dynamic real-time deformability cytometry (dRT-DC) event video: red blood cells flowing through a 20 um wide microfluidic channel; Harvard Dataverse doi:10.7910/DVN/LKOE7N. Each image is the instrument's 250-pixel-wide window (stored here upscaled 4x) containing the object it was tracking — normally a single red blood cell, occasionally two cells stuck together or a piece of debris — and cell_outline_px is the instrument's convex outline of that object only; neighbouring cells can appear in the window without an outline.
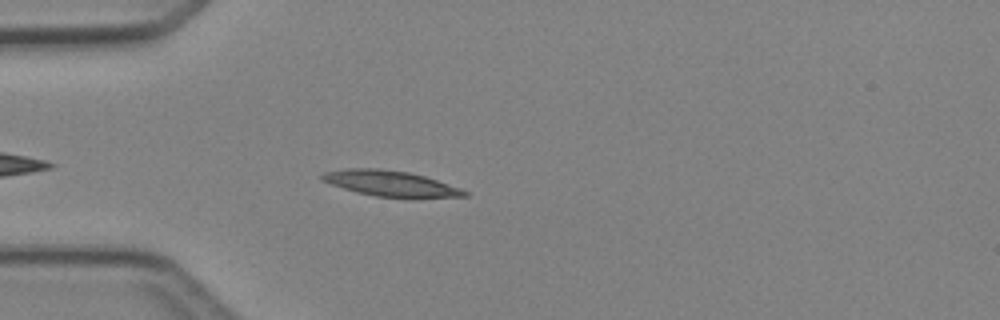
{"species": "Egyptian fruit bat (a non-hibernating species)", "species_latin": "Rousettus aegyptiacus", "temperature_condition": "cold", "stored_images_in_passage": 38, "camera_frame_rate_fps": 3000, "um_per_image_px": 0.085, "animal": {"sex": "female"}, "frame": {"image": 1, "passage_image": 4, "time_ms": 1.0, "image_size_px": [1000, 320], "cell_outline_px": [[468, 196], [376, 196], [356, 192], [320, 180], [320, 176], [324, 172], [348, 168], [380, 168], [408, 172], [424, 176], [460, 188], [468, 192]], "centroid_in_image_um": [33.1, 15.56], "position_along_channel_um": 51.9, "area_um2": 20.52}}
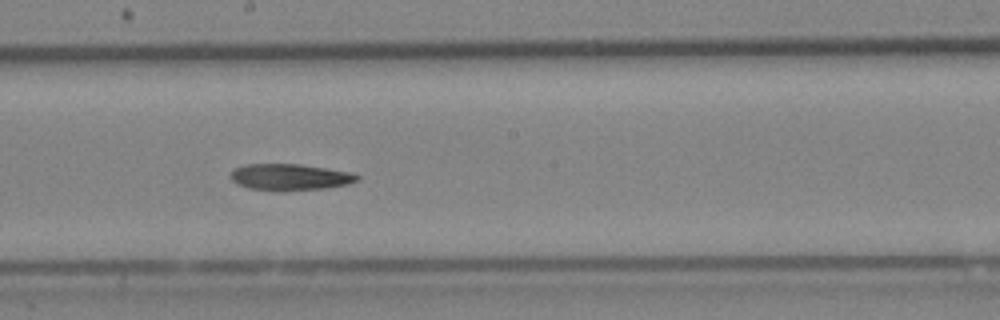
{"frame": {"image": 2, "passage_image": 17, "time_ms": 5.333, "image_size_px": [1000, 320], "cell_outline_px": [[360, 180], [348, 184], [324, 188], [276, 192], [248, 188], [232, 180], [228, 176], [236, 168], [244, 164], [300, 164], [328, 168], [352, 172], [360, 176]], "centroid_in_image_um": [24.67, 15.06], "position_along_channel_um": 223.5, "area_um2": 19.77}}
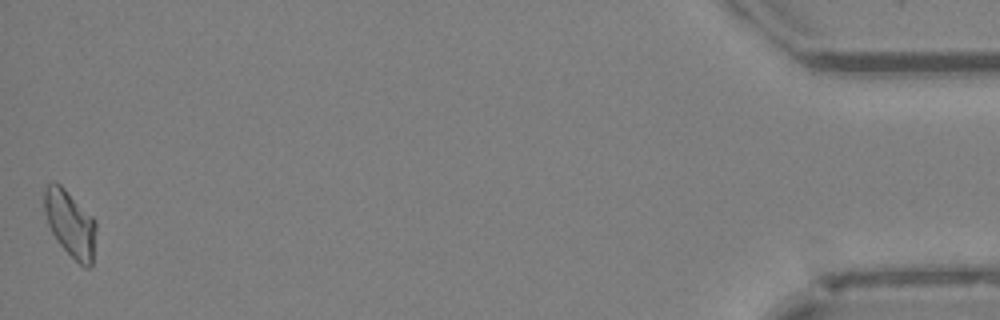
{"frame": {"image": 3, "passage_image": 38, "time_ms": 12.333, "image_size_px": [1000, 320], "cell_outline_px": [[96, 228], [92, 264], [88, 268], [84, 268], [60, 244], [52, 232], [48, 224], [44, 212], [44, 188], [48, 184], [60, 184], [96, 220]], "centroid_in_image_um": [5.98, 19.02], "position_along_channel_um": 429.2, "area_um2": 19.71}, "authors_computed_cell_mechanics": {"area_um2": 19.7965, "velocity_mm_per_s": 4.2448, "shape_relaxation_time_tau1_ms": 6.3842, "shape_relaxation_time_tau2_ms": null, "deformation_change_tau1": 0.1497, "deformation_change_tau2": null}}